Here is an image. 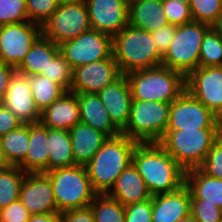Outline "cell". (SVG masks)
<instances>
[{
  "label": "cell",
  "mask_w": 222,
  "mask_h": 222,
  "mask_svg": "<svg viewBox=\"0 0 222 222\" xmlns=\"http://www.w3.org/2000/svg\"><path fill=\"white\" fill-rule=\"evenodd\" d=\"M26 172L19 166H10L0 171V209L19 200L21 185Z\"/></svg>",
  "instance_id": "31"
},
{
  "label": "cell",
  "mask_w": 222,
  "mask_h": 222,
  "mask_svg": "<svg viewBox=\"0 0 222 222\" xmlns=\"http://www.w3.org/2000/svg\"><path fill=\"white\" fill-rule=\"evenodd\" d=\"M128 24L150 33L169 24L162 0H135L129 3Z\"/></svg>",
  "instance_id": "24"
},
{
  "label": "cell",
  "mask_w": 222,
  "mask_h": 222,
  "mask_svg": "<svg viewBox=\"0 0 222 222\" xmlns=\"http://www.w3.org/2000/svg\"><path fill=\"white\" fill-rule=\"evenodd\" d=\"M48 171L56 168L72 167L76 163L72 152L68 130L47 127Z\"/></svg>",
  "instance_id": "28"
},
{
  "label": "cell",
  "mask_w": 222,
  "mask_h": 222,
  "mask_svg": "<svg viewBox=\"0 0 222 222\" xmlns=\"http://www.w3.org/2000/svg\"><path fill=\"white\" fill-rule=\"evenodd\" d=\"M185 87L217 117L222 112V66L197 67L185 77Z\"/></svg>",
  "instance_id": "13"
},
{
  "label": "cell",
  "mask_w": 222,
  "mask_h": 222,
  "mask_svg": "<svg viewBox=\"0 0 222 222\" xmlns=\"http://www.w3.org/2000/svg\"><path fill=\"white\" fill-rule=\"evenodd\" d=\"M28 21L26 0H0V26Z\"/></svg>",
  "instance_id": "36"
},
{
  "label": "cell",
  "mask_w": 222,
  "mask_h": 222,
  "mask_svg": "<svg viewBox=\"0 0 222 222\" xmlns=\"http://www.w3.org/2000/svg\"><path fill=\"white\" fill-rule=\"evenodd\" d=\"M125 222H152V198L125 206Z\"/></svg>",
  "instance_id": "41"
},
{
  "label": "cell",
  "mask_w": 222,
  "mask_h": 222,
  "mask_svg": "<svg viewBox=\"0 0 222 222\" xmlns=\"http://www.w3.org/2000/svg\"><path fill=\"white\" fill-rule=\"evenodd\" d=\"M92 29L115 36L128 25V4L124 0H88Z\"/></svg>",
  "instance_id": "16"
},
{
  "label": "cell",
  "mask_w": 222,
  "mask_h": 222,
  "mask_svg": "<svg viewBox=\"0 0 222 222\" xmlns=\"http://www.w3.org/2000/svg\"><path fill=\"white\" fill-rule=\"evenodd\" d=\"M203 173L216 179H222V143L217 140L198 167Z\"/></svg>",
  "instance_id": "40"
},
{
  "label": "cell",
  "mask_w": 222,
  "mask_h": 222,
  "mask_svg": "<svg viewBox=\"0 0 222 222\" xmlns=\"http://www.w3.org/2000/svg\"><path fill=\"white\" fill-rule=\"evenodd\" d=\"M16 68L0 61V103H2L8 89L11 77Z\"/></svg>",
  "instance_id": "46"
},
{
  "label": "cell",
  "mask_w": 222,
  "mask_h": 222,
  "mask_svg": "<svg viewBox=\"0 0 222 222\" xmlns=\"http://www.w3.org/2000/svg\"><path fill=\"white\" fill-rule=\"evenodd\" d=\"M61 1L68 3H82V4H86L88 2V0H61Z\"/></svg>",
  "instance_id": "52"
},
{
  "label": "cell",
  "mask_w": 222,
  "mask_h": 222,
  "mask_svg": "<svg viewBox=\"0 0 222 222\" xmlns=\"http://www.w3.org/2000/svg\"><path fill=\"white\" fill-rule=\"evenodd\" d=\"M44 173L51 181L59 213L88 207L98 194L83 165L56 168Z\"/></svg>",
  "instance_id": "6"
},
{
  "label": "cell",
  "mask_w": 222,
  "mask_h": 222,
  "mask_svg": "<svg viewBox=\"0 0 222 222\" xmlns=\"http://www.w3.org/2000/svg\"><path fill=\"white\" fill-rule=\"evenodd\" d=\"M47 127L41 122L29 124V146L19 167L26 173L48 171Z\"/></svg>",
  "instance_id": "25"
},
{
  "label": "cell",
  "mask_w": 222,
  "mask_h": 222,
  "mask_svg": "<svg viewBox=\"0 0 222 222\" xmlns=\"http://www.w3.org/2000/svg\"><path fill=\"white\" fill-rule=\"evenodd\" d=\"M177 25L167 24L160 27L154 32H151L153 42L155 43L157 51L164 56L168 51L170 43L174 38Z\"/></svg>",
  "instance_id": "43"
},
{
  "label": "cell",
  "mask_w": 222,
  "mask_h": 222,
  "mask_svg": "<svg viewBox=\"0 0 222 222\" xmlns=\"http://www.w3.org/2000/svg\"><path fill=\"white\" fill-rule=\"evenodd\" d=\"M113 124L122 131L130 116L132 94L126 75L121 74L97 93Z\"/></svg>",
  "instance_id": "18"
},
{
  "label": "cell",
  "mask_w": 222,
  "mask_h": 222,
  "mask_svg": "<svg viewBox=\"0 0 222 222\" xmlns=\"http://www.w3.org/2000/svg\"><path fill=\"white\" fill-rule=\"evenodd\" d=\"M191 214L196 222H222V209L205 199H191Z\"/></svg>",
  "instance_id": "39"
},
{
  "label": "cell",
  "mask_w": 222,
  "mask_h": 222,
  "mask_svg": "<svg viewBox=\"0 0 222 222\" xmlns=\"http://www.w3.org/2000/svg\"><path fill=\"white\" fill-rule=\"evenodd\" d=\"M30 214L20 200L0 209V222H28Z\"/></svg>",
  "instance_id": "42"
},
{
  "label": "cell",
  "mask_w": 222,
  "mask_h": 222,
  "mask_svg": "<svg viewBox=\"0 0 222 222\" xmlns=\"http://www.w3.org/2000/svg\"><path fill=\"white\" fill-rule=\"evenodd\" d=\"M185 185L191 193V199H205V202L214 203L222 209V179L193 168L185 171Z\"/></svg>",
  "instance_id": "27"
},
{
  "label": "cell",
  "mask_w": 222,
  "mask_h": 222,
  "mask_svg": "<svg viewBox=\"0 0 222 222\" xmlns=\"http://www.w3.org/2000/svg\"><path fill=\"white\" fill-rule=\"evenodd\" d=\"M218 128L217 116L185 90L170 106L167 130Z\"/></svg>",
  "instance_id": "12"
},
{
  "label": "cell",
  "mask_w": 222,
  "mask_h": 222,
  "mask_svg": "<svg viewBox=\"0 0 222 222\" xmlns=\"http://www.w3.org/2000/svg\"><path fill=\"white\" fill-rule=\"evenodd\" d=\"M60 222H95L90 206L60 213Z\"/></svg>",
  "instance_id": "45"
},
{
  "label": "cell",
  "mask_w": 222,
  "mask_h": 222,
  "mask_svg": "<svg viewBox=\"0 0 222 222\" xmlns=\"http://www.w3.org/2000/svg\"><path fill=\"white\" fill-rule=\"evenodd\" d=\"M10 166H11V164L6 159L3 148L0 143V171L8 169Z\"/></svg>",
  "instance_id": "48"
},
{
  "label": "cell",
  "mask_w": 222,
  "mask_h": 222,
  "mask_svg": "<svg viewBox=\"0 0 222 222\" xmlns=\"http://www.w3.org/2000/svg\"><path fill=\"white\" fill-rule=\"evenodd\" d=\"M19 200L30 215L59 213L49 177L44 173H26Z\"/></svg>",
  "instance_id": "15"
},
{
  "label": "cell",
  "mask_w": 222,
  "mask_h": 222,
  "mask_svg": "<svg viewBox=\"0 0 222 222\" xmlns=\"http://www.w3.org/2000/svg\"><path fill=\"white\" fill-rule=\"evenodd\" d=\"M191 214V193L184 184L178 190L152 196V222H176Z\"/></svg>",
  "instance_id": "19"
},
{
  "label": "cell",
  "mask_w": 222,
  "mask_h": 222,
  "mask_svg": "<svg viewBox=\"0 0 222 222\" xmlns=\"http://www.w3.org/2000/svg\"><path fill=\"white\" fill-rule=\"evenodd\" d=\"M60 53L73 69L106 59L113 54L112 36L90 29L59 45Z\"/></svg>",
  "instance_id": "10"
},
{
  "label": "cell",
  "mask_w": 222,
  "mask_h": 222,
  "mask_svg": "<svg viewBox=\"0 0 222 222\" xmlns=\"http://www.w3.org/2000/svg\"><path fill=\"white\" fill-rule=\"evenodd\" d=\"M127 4H129V3H131V2H133V1H135V0H124Z\"/></svg>",
  "instance_id": "54"
},
{
  "label": "cell",
  "mask_w": 222,
  "mask_h": 222,
  "mask_svg": "<svg viewBox=\"0 0 222 222\" xmlns=\"http://www.w3.org/2000/svg\"><path fill=\"white\" fill-rule=\"evenodd\" d=\"M218 140V128L166 130L158 142L185 170L198 168Z\"/></svg>",
  "instance_id": "5"
},
{
  "label": "cell",
  "mask_w": 222,
  "mask_h": 222,
  "mask_svg": "<svg viewBox=\"0 0 222 222\" xmlns=\"http://www.w3.org/2000/svg\"><path fill=\"white\" fill-rule=\"evenodd\" d=\"M137 144L138 142L122 134L107 138L85 165L92 187L98 194L108 193L117 177L132 163Z\"/></svg>",
  "instance_id": "2"
},
{
  "label": "cell",
  "mask_w": 222,
  "mask_h": 222,
  "mask_svg": "<svg viewBox=\"0 0 222 222\" xmlns=\"http://www.w3.org/2000/svg\"><path fill=\"white\" fill-rule=\"evenodd\" d=\"M73 70L64 56L59 53L47 66V70L42 72V76L58 83L66 92L70 91L72 84Z\"/></svg>",
  "instance_id": "35"
},
{
  "label": "cell",
  "mask_w": 222,
  "mask_h": 222,
  "mask_svg": "<svg viewBox=\"0 0 222 222\" xmlns=\"http://www.w3.org/2000/svg\"><path fill=\"white\" fill-rule=\"evenodd\" d=\"M91 29L86 4L63 2L41 25L42 35L58 46Z\"/></svg>",
  "instance_id": "9"
},
{
  "label": "cell",
  "mask_w": 222,
  "mask_h": 222,
  "mask_svg": "<svg viewBox=\"0 0 222 222\" xmlns=\"http://www.w3.org/2000/svg\"><path fill=\"white\" fill-rule=\"evenodd\" d=\"M176 222H196L194 220V217L192 216V214L187 215L184 218H181L180 220H177Z\"/></svg>",
  "instance_id": "50"
},
{
  "label": "cell",
  "mask_w": 222,
  "mask_h": 222,
  "mask_svg": "<svg viewBox=\"0 0 222 222\" xmlns=\"http://www.w3.org/2000/svg\"><path fill=\"white\" fill-rule=\"evenodd\" d=\"M164 15L169 24L182 25L193 22L188 2L162 0Z\"/></svg>",
  "instance_id": "38"
},
{
  "label": "cell",
  "mask_w": 222,
  "mask_h": 222,
  "mask_svg": "<svg viewBox=\"0 0 222 222\" xmlns=\"http://www.w3.org/2000/svg\"><path fill=\"white\" fill-rule=\"evenodd\" d=\"M132 164L152 196L176 191L185 184V170L159 143H138Z\"/></svg>",
  "instance_id": "1"
},
{
  "label": "cell",
  "mask_w": 222,
  "mask_h": 222,
  "mask_svg": "<svg viewBox=\"0 0 222 222\" xmlns=\"http://www.w3.org/2000/svg\"><path fill=\"white\" fill-rule=\"evenodd\" d=\"M23 123L8 108L0 103V137L18 129Z\"/></svg>",
  "instance_id": "44"
},
{
  "label": "cell",
  "mask_w": 222,
  "mask_h": 222,
  "mask_svg": "<svg viewBox=\"0 0 222 222\" xmlns=\"http://www.w3.org/2000/svg\"><path fill=\"white\" fill-rule=\"evenodd\" d=\"M40 122L51 129L70 130L80 122V105L76 93L67 91L41 112Z\"/></svg>",
  "instance_id": "20"
},
{
  "label": "cell",
  "mask_w": 222,
  "mask_h": 222,
  "mask_svg": "<svg viewBox=\"0 0 222 222\" xmlns=\"http://www.w3.org/2000/svg\"><path fill=\"white\" fill-rule=\"evenodd\" d=\"M132 100L172 103L185 90V76L164 65L126 74Z\"/></svg>",
  "instance_id": "4"
},
{
  "label": "cell",
  "mask_w": 222,
  "mask_h": 222,
  "mask_svg": "<svg viewBox=\"0 0 222 222\" xmlns=\"http://www.w3.org/2000/svg\"><path fill=\"white\" fill-rule=\"evenodd\" d=\"M95 222H125V206L106 194H97L90 204Z\"/></svg>",
  "instance_id": "32"
},
{
  "label": "cell",
  "mask_w": 222,
  "mask_h": 222,
  "mask_svg": "<svg viewBox=\"0 0 222 222\" xmlns=\"http://www.w3.org/2000/svg\"><path fill=\"white\" fill-rule=\"evenodd\" d=\"M171 103L132 100L122 135L138 143H158L166 133Z\"/></svg>",
  "instance_id": "7"
},
{
  "label": "cell",
  "mask_w": 222,
  "mask_h": 222,
  "mask_svg": "<svg viewBox=\"0 0 222 222\" xmlns=\"http://www.w3.org/2000/svg\"><path fill=\"white\" fill-rule=\"evenodd\" d=\"M212 26L202 22L178 25L161 65L182 73L185 77L199 67L200 47L204 35Z\"/></svg>",
  "instance_id": "8"
},
{
  "label": "cell",
  "mask_w": 222,
  "mask_h": 222,
  "mask_svg": "<svg viewBox=\"0 0 222 222\" xmlns=\"http://www.w3.org/2000/svg\"><path fill=\"white\" fill-rule=\"evenodd\" d=\"M59 53V46L41 34L16 68V72L23 75H41Z\"/></svg>",
  "instance_id": "26"
},
{
  "label": "cell",
  "mask_w": 222,
  "mask_h": 222,
  "mask_svg": "<svg viewBox=\"0 0 222 222\" xmlns=\"http://www.w3.org/2000/svg\"><path fill=\"white\" fill-rule=\"evenodd\" d=\"M218 140L222 143V133H218Z\"/></svg>",
  "instance_id": "53"
},
{
  "label": "cell",
  "mask_w": 222,
  "mask_h": 222,
  "mask_svg": "<svg viewBox=\"0 0 222 222\" xmlns=\"http://www.w3.org/2000/svg\"><path fill=\"white\" fill-rule=\"evenodd\" d=\"M107 194L123 206L152 198L144 180L132 163L117 177L114 186Z\"/></svg>",
  "instance_id": "22"
},
{
  "label": "cell",
  "mask_w": 222,
  "mask_h": 222,
  "mask_svg": "<svg viewBox=\"0 0 222 222\" xmlns=\"http://www.w3.org/2000/svg\"><path fill=\"white\" fill-rule=\"evenodd\" d=\"M61 0H26L30 22L42 25L58 8Z\"/></svg>",
  "instance_id": "37"
},
{
  "label": "cell",
  "mask_w": 222,
  "mask_h": 222,
  "mask_svg": "<svg viewBox=\"0 0 222 222\" xmlns=\"http://www.w3.org/2000/svg\"><path fill=\"white\" fill-rule=\"evenodd\" d=\"M28 222H60V213L30 215Z\"/></svg>",
  "instance_id": "47"
},
{
  "label": "cell",
  "mask_w": 222,
  "mask_h": 222,
  "mask_svg": "<svg viewBox=\"0 0 222 222\" xmlns=\"http://www.w3.org/2000/svg\"><path fill=\"white\" fill-rule=\"evenodd\" d=\"M210 66H222V37L213 26L204 35L199 56V67Z\"/></svg>",
  "instance_id": "33"
},
{
  "label": "cell",
  "mask_w": 222,
  "mask_h": 222,
  "mask_svg": "<svg viewBox=\"0 0 222 222\" xmlns=\"http://www.w3.org/2000/svg\"><path fill=\"white\" fill-rule=\"evenodd\" d=\"M193 21L213 26L222 14V0H189Z\"/></svg>",
  "instance_id": "34"
},
{
  "label": "cell",
  "mask_w": 222,
  "mask_h": 222,
  "mask_svg": "<svg viewBox=\"0 0 222 222\" xmlns=\"http://www.w3.org/2000/svg\"><path fill=\"white\" fill-rule=\"evenodd\" d=\"M36 107L40 112L54 101H57L66 91L51 79L42 75H26Z\"/></svg>",
  "instance_id": "30"
},
{
  "label": "cell",
  "mask_w": 222,
  "mask_h": 222,
  "mask_svg": "<svg viewBox=\"0 0 222 222\" xmlns=\"http://www.w3.org/2000/svg\"><path fill=\"white\" fill-rule=\"evenodd\" d=\"M41 34V25L30 21L1 25L0 61L17 68Z\"/></svg>",
  "instance_id": "11"
},
{
  "label": "cell",
  "mask_w": 222,
  "mask_h": 222,
  "mask_svg": "<svg viewBox=\"0 0 222 222\" xmlns=\"http://www.w3.org/2000/svg\"><path fill=\"white\" fill-rule=\"evenodd\" d=\"M176 1H180V2H188L189 0H176Z\"/></svg>",
  "instance_id": "55"
},
{
  "label": "cell",
  "mask_w": 222,
  "mask_h": 222,
  "mask_svg": "<svg viewBox=\"0 0 222 222\" xmlns=\"http://www.w3.org/2000/svg\"><path fill=\"white\" fill-rule=\"evenodd\" d=\"M213 28L219 33V35L222 37V14L220 15L217 22L213 25Z\"/></svg>",
  "instance_id": "49"
},
{
  "label": "cell",
  "mask_w": 222,
  "mask_h": 222,
  "mask_svg": "<svg viewBox=\"0 0 222 222\" xmlns=\"http://www.w3.org/2000/svg\"><path fill=\"white\" fill-rule=\"evenodd\" d=\"M113 57L121 74L148 69L162 63L151 33L127 25L112 37Z\"/></svg>",
  "instance_id": "3"
},
{
  "label": "cell",
  "mask_w": 222,
  "mask_h": 222,
  "mask_svg": "<svg viewBox=\"0 0 222 222\" xmlns=\"http://www.w3.org/2000/svg\"><path fill=\"white\" fill-rule=\"evenodd\" d=\"M2 104L23 124H34L41 120V112L35 105L26 75L14 73Z\"/></svg>",
  "instance_id": "17"
},
{
  "label": "cell",
  "mask_w": 222,
  "mask_h": 222,
  "mask_svg": "<svg viewBox=\"0 0 222 222\" xmlns=\"http://www.w3.org/2000/svg\"><path fill=\"white\" fill-rule=\"evenodd\" d=\"M4 154L11 166H19L26 157L29 146V124L0 137Z\"/></svg>",
  "instance_id": "29"
},
{
  "label": "cell",
  "mask_w": 222,
  "mask_h": 222,
  "mask_svg": "<svg viewBox=\"0 0 222 222\" xmlns=\"http://www.w3.org/2000/svg\"><path fill=\"white\" fill-rule=\"evenodd\" d=\"M218 133H222V112L217 117Z\"/></svg>",
  "instance_id": "51"
},
{
  "label": "cell",
  "mask_w": 222,
  "mask_h": 222,
  "mask_svg": "<svg viewBox=\"0 0 222 222\" xmlns=\"http://www.w3.org/2000/svg\"><path fill=\"white\" fill-rule=\"evenodd\" d=\"M76 95L80 105V122L104 133L108 138L121 134L96 93H76Z\"/></svg>",
  "instance_id": "21"
},
{
  "label": "cell",
  "mask_w": 222,
  "mask_h": 222,
  "mask_svg": "<svg viewBox=\"0 0 222 222\" xmlns=\"http://www.w3.org/2000/svg\"><path fill=\"white\" fill-rule=\"evenodd\" d=\"M76 165L85 166L107 140V136L93 127L79 122L69 130Z\"/></svg>",
  "instance_id": "23"
},
{
  "label": "cell",
  "mask_w": 222,
  "mask_h": 222,
  "mask_svg": "<svg viewBox=\"0 0 222 222\" xmlns=\"http://www.w3.org/2000/svg\"><path fill=\"white\" fill-rule=\"evenodd\" d=\"M121 75L113 54L73 69L70 92L98 93Z\"/></svg>",
  "instance_id": "14"
}]
</instances>
